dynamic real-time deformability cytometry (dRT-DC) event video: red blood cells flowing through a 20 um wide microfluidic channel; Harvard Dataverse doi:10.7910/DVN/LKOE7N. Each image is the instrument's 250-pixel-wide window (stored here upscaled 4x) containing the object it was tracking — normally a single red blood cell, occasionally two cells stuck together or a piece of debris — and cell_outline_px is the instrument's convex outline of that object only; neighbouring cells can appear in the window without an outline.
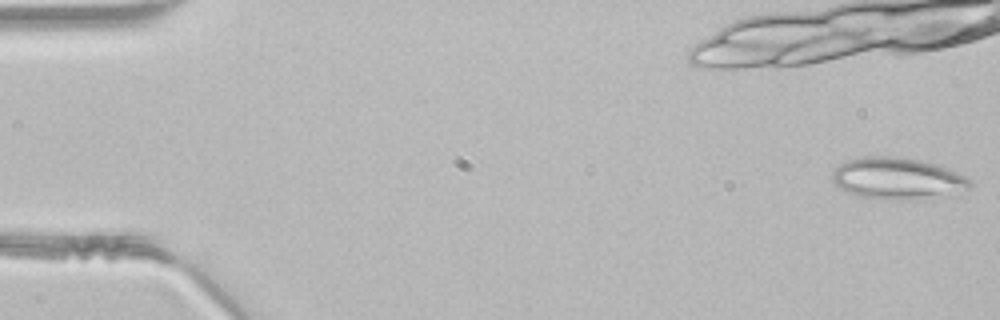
{"species": "common noctule bat (a hibernating species)", "species_latin": "Nyctalus noctula", "temperature_condition": "room temperature", "stored_images_in_passage": 13, "camera_frame_rate_fps": 3000, "um_per_image_px": 0.085, "animal": {"sex": "male", "body_mass_g": 21.5, "forearm_length_mm": 52.0}, "frame": {"image": 1, "passage_image": 1, "time_ms": 0.0, "image_size_px": [1000, 320], "cell_outline_px": [[972, 184], [968, 188], [916, 200], [892, 200], [860, 196], [848, 192], [840, 188], [832, 180], [832, 172], [840, 164], [848, 160], [864, 156], [896, 156], [920, 160], [936, 164], [948, 168], [964, 176]], "centroid_in_image_um": [76.22, 15.15], "position_along_channel_um": 8.8, "area_um2": 32.95}}